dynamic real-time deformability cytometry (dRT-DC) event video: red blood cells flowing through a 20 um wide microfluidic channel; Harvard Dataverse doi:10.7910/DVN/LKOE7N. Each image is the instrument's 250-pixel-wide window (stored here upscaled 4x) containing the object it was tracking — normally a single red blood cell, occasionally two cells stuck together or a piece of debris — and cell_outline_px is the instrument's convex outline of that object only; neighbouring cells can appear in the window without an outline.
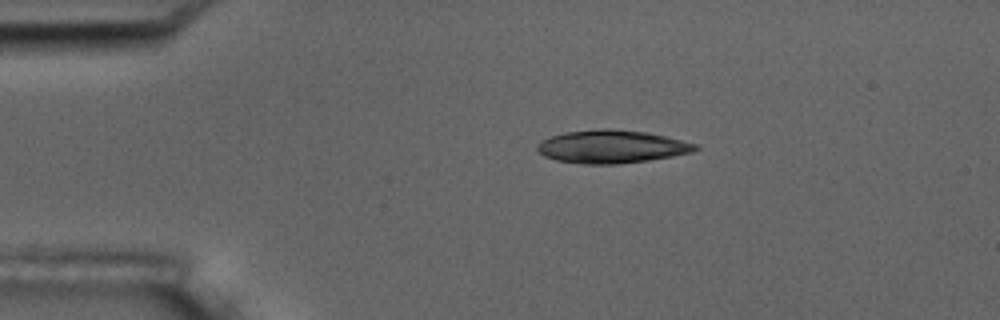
{"species": "common noctule bat (a hibernating species)", "species_latin": "Nyctalus noctula", "temperature_condition": "room temperature", "stored_images_in_passage": 4, "camera_frame_rate_fps": 3000, "um_per_image_px": 0.085, "animal": {"sex": "male", "body_mass_g": 17.5, "forearm_length_mm": 52.3}, "frame": {"image": 1, "passage_image": 1, "time_ms": 0.0, "image_size_px": [1000, 320], "cell_outline_px": [[700, 148], [692, 152], [672, 156], [648, 160], [616, 164], [584, 164], [556, 160], [544, 156], [536, 148], [536, 144], [540, 140], [564, 132], [600, 128], [608, 128], [644, 132], [664, 136], [696, 144]], "centroid_in_image_um": [51.94, 12.46], "position_along_channel_um": 33.1, "area_um2": 30.29}}